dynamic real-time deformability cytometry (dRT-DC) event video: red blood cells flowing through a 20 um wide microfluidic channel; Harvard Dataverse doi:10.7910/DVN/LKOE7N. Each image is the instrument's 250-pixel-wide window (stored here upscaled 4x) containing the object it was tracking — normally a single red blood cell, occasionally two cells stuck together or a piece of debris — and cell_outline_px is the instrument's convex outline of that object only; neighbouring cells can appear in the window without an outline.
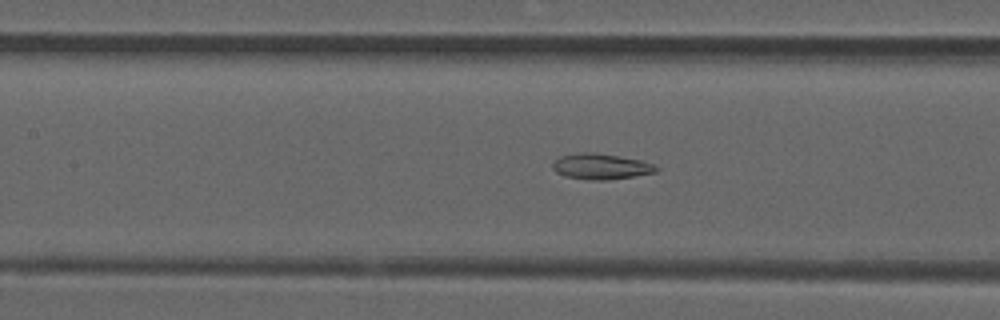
{"species": "common noctule bat (a hibernating species)", "species_latin": "Nyctalus noctula", "temperature_condition": "room temperature", "stored_images_in_passage": 53, "camera_frame_rate_fps": 3000, "um_per_image_px": 0.085, "animal": {"sex": "male", "forearm_length_mm": 52.5}, "frame": {"image": 1, "passage_image": 23, "time_ms": 7.333, "image_size_px": [1000, 320], "cell_outline_px": [[660, 168], [656, 172], [608, 180], [588, 180], [564, 176], [556, 172], [552, 168], [552, 164], [560, 156], [580, 152], [592, 152], [640, 160], [652, 164]], "centroid_in_image_um": [51.04, 14.16], "position_along_channel_um": 156.4, "area_um2": 15.37}}
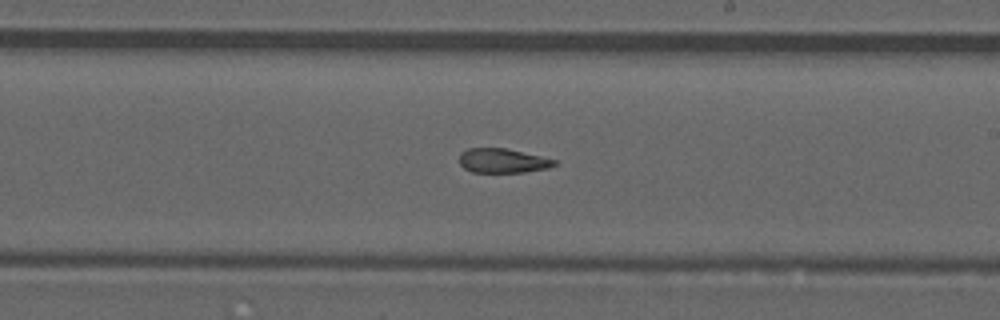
{"frame": {"image": 2, "passage_image": 30, "time_ms": 9.667, "image_size_px": [1000, 320], "cell_outline_px": [[556, 164], [548, 168], [524, 172], [472, 172], [464, 168], [460, 164], [460, 152], [468, 148], [504, 148], [540, 156], [556, 160]], "centroid_in_image_um": [42.7, 13.66], "position_along_channel_um": 246.3, "area_um2": 13.35}}
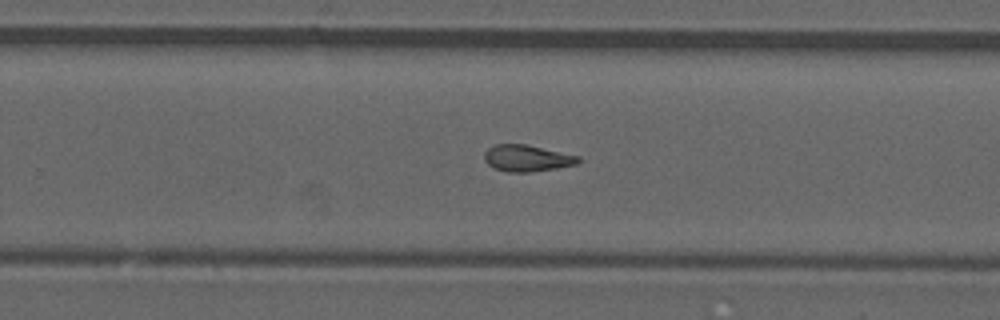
{"frame": {"image": 3, "passage_image": 33, "time_ms": 10.667, "image_size_px": [1000, 320], "cell_outline_px": [[580, 160], [576, 164], [556, 168], [532, 172], [508, 172], [496, 168], [488, 164], [484, 160], [484, 152], [488, 148], [496, 144], [524, 144], [580, 156]], "centroid_in_image_um": [44.78, 13.45], "position_along_channel_um": 285.0, "area_um2": 14.39}, "authors_computed_cell_mechanics": {"area_um2": 14.9702, "velocity_mm_per_s": 3.8748, "shape_relaxation_time_tau1_ms": null, "shape_relaxation_time_tau2_ms": 2.7958, "deformation_change_tau1": null, "deformation_change_tau2": 0.1074}}